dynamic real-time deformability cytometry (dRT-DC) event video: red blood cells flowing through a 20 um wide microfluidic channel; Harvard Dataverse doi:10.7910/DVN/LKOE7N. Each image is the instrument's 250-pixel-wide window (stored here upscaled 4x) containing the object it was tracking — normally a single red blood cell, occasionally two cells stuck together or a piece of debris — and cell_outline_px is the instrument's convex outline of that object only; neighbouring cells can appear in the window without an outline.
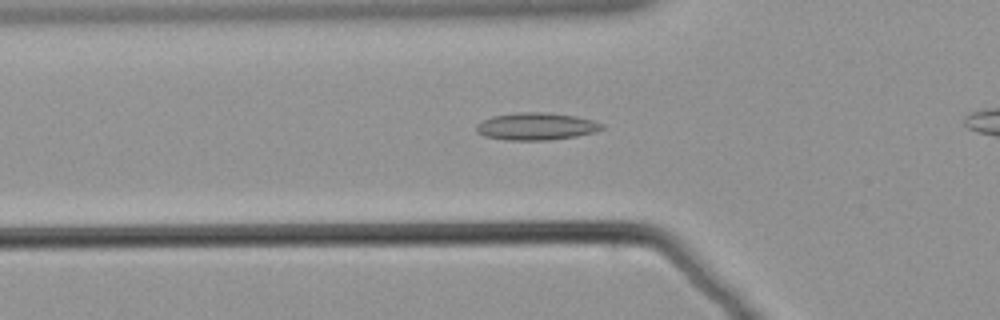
{"species": "common noctule bat (a hibernating species)", "species_latin": "Nyctalus noctula", "temperature_condition": "warm", "stored_images_in_passage": 31, "camera_frame_rate_fps": 3000, "um_per_image_px": 0.085, "animal": {"sex": "male", "body_mass_g": 21.5, "forearm_length_mm": 52.0}, "frame": {"image": 1, "passage_image": 3, "time_ms": 0.667, "image_size_px": [1000, 320], "cell_outline_px": [[604, 128], [596, 132], [576, 136], [548, 140], [508, 140], [484, 136], [476, 132], [476, 124], [492, 116], [520, 112], [548, 112], [576, 116], [592, 120], [604, 124]], "centroid_in_image_um": [45.59, 10.74], "position_along_channel_um": 80.2, "area_um2": 20.06}}
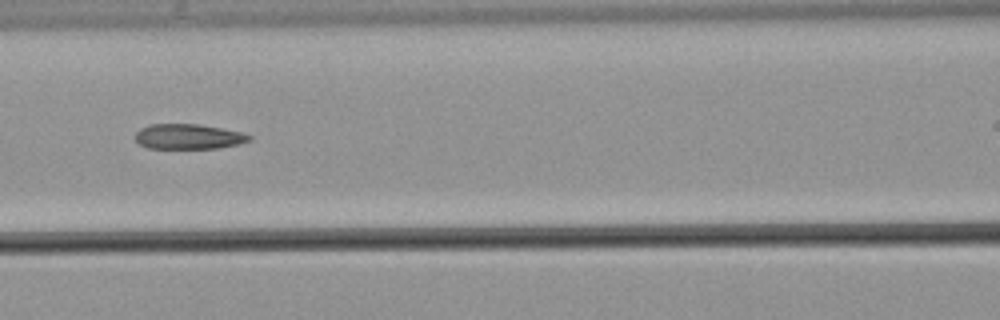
{"frame": {"image": 2, "passage_image": 9, "time_ms": 2.667, "image_size_px": [1000, 320], "cell_outline_px": [[252, 140], [240, 144], [220, 148], [148, 148], [140, 144], [136, 140], [136, 132], [140, 128], [148, 124], [200, 124], [240, 132], [252, 136]], "centroid_in_image_um": [16.03, 11.61], "position_along_channel_um": 150.6, "area_um2": 16.7}}
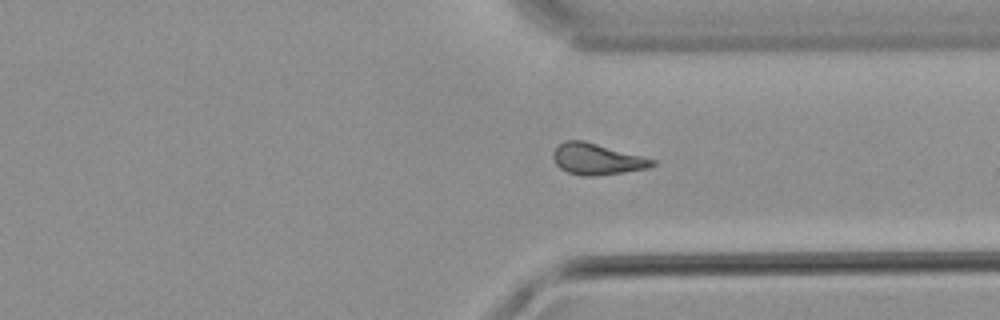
{"frame": {"image": 3, "passage_image": 27, "time_ms": 8.667, "image_size_px": [1000, 320], "cell_outline_px": [[656, 164], [648, 168], [624, 172], [596, 176], [584, 176], [568, 172], [560, 168], [556, 164], [552, 156], [552, 152], [564, 140], [584, 140], [656, 160]], "centroid_in_image_um": [50.73, 13.52], "position_along_channel_um": 360.7, "area_um2": 17.98}}